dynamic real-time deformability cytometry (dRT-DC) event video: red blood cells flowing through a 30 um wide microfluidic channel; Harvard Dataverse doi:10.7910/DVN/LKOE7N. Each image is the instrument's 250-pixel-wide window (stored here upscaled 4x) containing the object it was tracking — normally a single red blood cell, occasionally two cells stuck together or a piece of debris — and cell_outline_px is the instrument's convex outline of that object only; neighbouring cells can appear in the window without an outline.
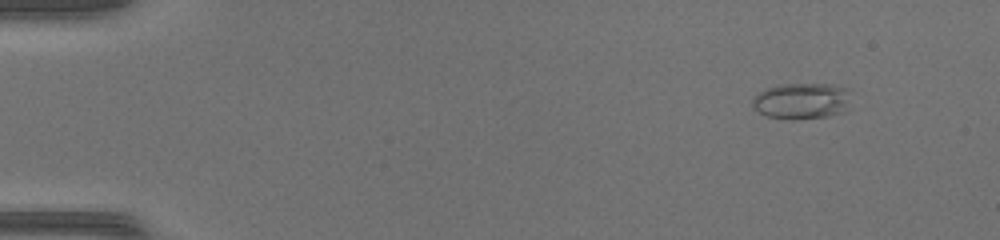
{"species": "common noctule bat (a hibernating species)", "species_latin": "Nyctalus noctula", "temperature_condition": "warm", "stored_images_in_passage": 45, "camera_frame_rate_fps": 3000, "um_per_image_px": 0.085, "animal": {"sex": "female", "body_mass_g": 17.0, "forearm_length_mm": 48.0}, "frame": {"image": 1, "passage_image": 2, "time_ms": 0.333, "image_size_px": [1000, 240], "cell_outline_px": [[848, 92], [844, 112], [828, 116], [796, 120], [768, 116], [760, 112], [752, 104], [752, 100], [760, 92], [768, 88], [780, 84], [832, 84], [848, 88]], "centroid_in_image_um": [68.14, 8.58], "position_along_channel_um": 16.9, "area_um2": 20.4}}
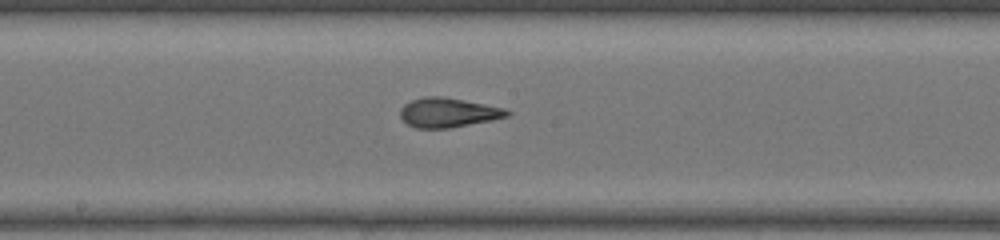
{"frame": {"image": 2, "passage_image": 24, "time_ms": 7.667, "image_size_px": [1000, 240], "cell_outline_px": [[512, 112], [508, 116], [492, 120], [452, 128], [416, 128], [408, 124], [400, 116], [400, 108], [404, 104], [412, 100], [424, 96], [444, 96], [504, 108]], "centroid_in_image_um": [38.09, 9.57], "position_along_channel_um": 210.1, "area_um2": 18.38}}
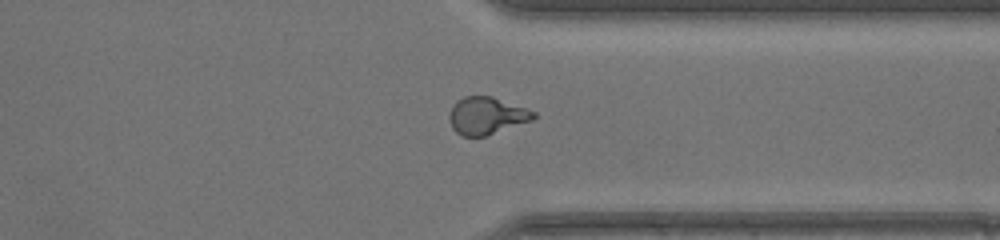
{"frame": {"image": 3, "passage_image": 35, "time_ms": 11.333, "image_size_px": [1000, 240], "cell_outline_px": [[536, 116], [532, 120], [484, 136], [464, 136], [456, 132], [452, 128], [448, 116], [456, 100], [464, 96], [492, 96], [536, 112]], "centroid_in_image_um": [41.33, 9.82], "position_along_channel_um": 370.1, "area_um2": 18.09}, "authors_computed_cell_mechanics": {"area_um2": 18.6116, "velocity_mm_per_s": 4.3718, "shape_relaxation_time_tau1_ms": null, "shape_relaxation_time_tau2_ms": 0.859, "deformation_change_tau1": null, "deformation_change_tau2": 0.0817}}